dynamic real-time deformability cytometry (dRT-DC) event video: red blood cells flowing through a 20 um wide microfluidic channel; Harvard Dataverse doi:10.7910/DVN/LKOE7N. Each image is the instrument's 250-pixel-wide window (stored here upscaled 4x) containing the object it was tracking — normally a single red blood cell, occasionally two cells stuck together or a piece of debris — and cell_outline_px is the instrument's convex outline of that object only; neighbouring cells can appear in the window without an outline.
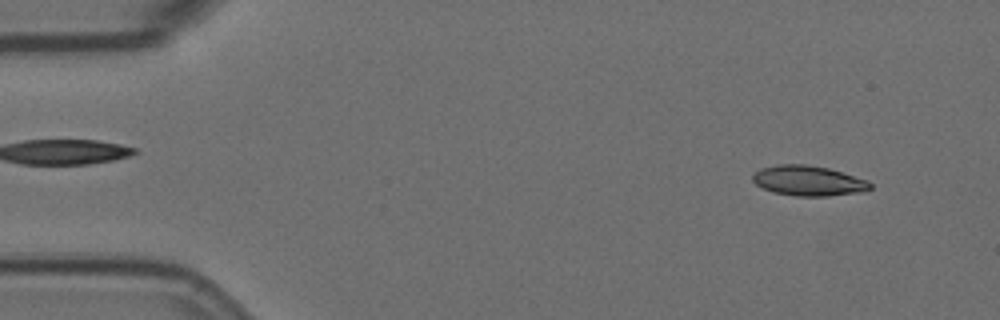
{"species": "Egyptian fruit bat (a non-hibernating species)", "species_latin": "Rousettus aegyptiacus", "temperature_condition": "room temperature", "stored_images_in_passage": 5, "camera_frame_rate_fps": 3000, "um_per_image_px": 0.085, "animal": {"sex": "female"}, "frame": {"image": 1, "passage_image": 1, "time_ms": 0.0, "image_size_px": [1000, 320], "cell_outline_px": [[872, 188], [864, 192], [828, 196], [796, 196], [772, 192], [756, 184], [752, 180], [752, 176], [760, 168], [776, 164], [804, 164], [828, 168], [868, 180], [872, 184]], "centroid_in_image_um": [68.73, 15.37], "position_along_channel_um": 16.3, "area_um2": 20.75}}